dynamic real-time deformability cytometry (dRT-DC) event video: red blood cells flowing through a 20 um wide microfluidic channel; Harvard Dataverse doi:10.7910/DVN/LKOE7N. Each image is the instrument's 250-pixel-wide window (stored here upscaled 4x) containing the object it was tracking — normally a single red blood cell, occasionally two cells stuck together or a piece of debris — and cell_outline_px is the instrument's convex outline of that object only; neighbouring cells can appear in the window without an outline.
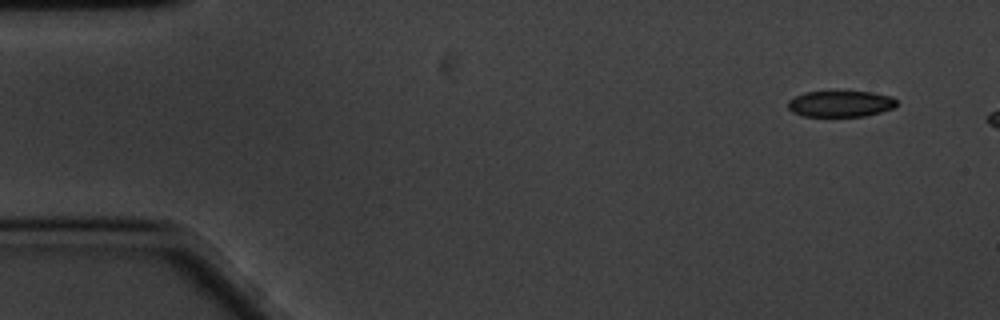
{"species": "common noctule bat (a hibernating species)", "species_latin": "Nyctalus noctula", "temperature_condition": "cold", "stored_images_in_passage": 6, "camera_frame_rate_fps": 3000, "um_per_image_px": 0.085, "animal": {"sex": "male", "body_mass_g": 20.1, "forearm_length_mm": 53.5}, "frame": {"image": 1, "passage_image": 1, "time_ms": 0.0, "image_size_px": [1000, 320], "cell_outline_px": [[896, 104], [892, 108], [880, 112], [864, 116], [804, 116], [792, 112], [788, 108], [788, 100], [804, 92], [872, 92], [892, 96], [896, 100]], "centroid_in_image_um": [71.43, 8.82], "position_along_channel_um": 13.6, "area_um2": 16.42}}